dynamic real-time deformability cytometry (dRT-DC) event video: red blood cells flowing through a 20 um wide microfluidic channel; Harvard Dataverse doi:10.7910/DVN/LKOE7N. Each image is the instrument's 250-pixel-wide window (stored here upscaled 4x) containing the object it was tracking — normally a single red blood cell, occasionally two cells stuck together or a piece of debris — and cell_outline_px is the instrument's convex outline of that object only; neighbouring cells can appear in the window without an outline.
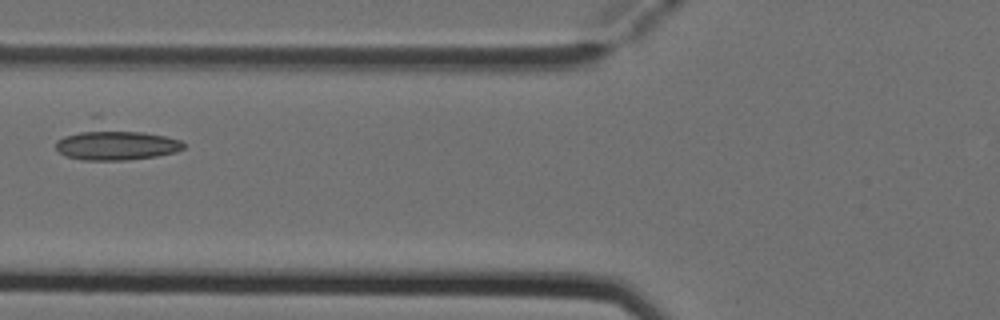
{"species": "Egyptian fruit bat (a non-hibernating species)", "species_latin": "Rousettus aegyptiacus", "temperature_condition": "cold", "stored_images_in_passage": 3, "camera_frame_rate_fps": 3000, "um_per_image_px": 0.085, "animal": {"sex": "female"}, "frame": {"image": 1, "passage_image": 2, "time_ms": 0.333, "image_size_px": [1000, 320], "cell_outline_px": [[184, 148], [176, 152], [156, 156], [128, 160], [80, 160], [64, 156], [56, 148], [56, 140], [96, 112], [100, 112], [180, 140], [184, 144]], "centroid_in_image_um": [9.71, 11.95], "position_along_channel_um": 116.1, "area_um2": 28.84}}
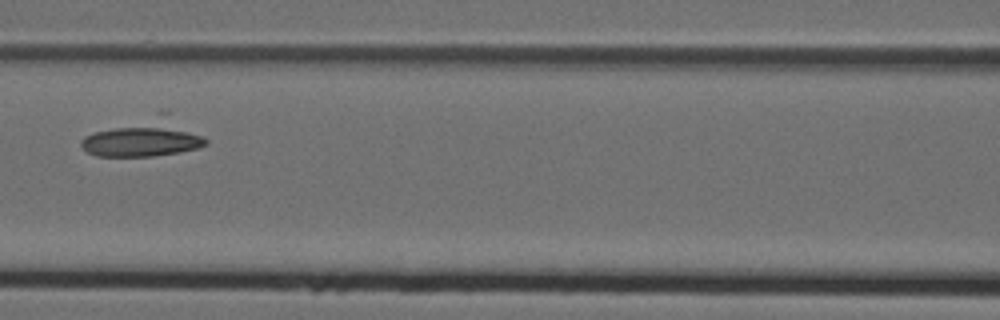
{"frame": {"image": 2, "passage_image": 3, "time_ms": 0.667, "image_size_px": [1000, 320], "cell_outline_px": [[208, 144], [196, 148], [180, 152], [152, 156], [96, 156], [88, 152], [80, 144], [80, 140], [84, 136], [168, 108], [204, 136], [208, 140]], "centroid_in_image_um": [12.36, 11.65], "position_along_channel_um": 154.2, "area_um2": 27.98}}